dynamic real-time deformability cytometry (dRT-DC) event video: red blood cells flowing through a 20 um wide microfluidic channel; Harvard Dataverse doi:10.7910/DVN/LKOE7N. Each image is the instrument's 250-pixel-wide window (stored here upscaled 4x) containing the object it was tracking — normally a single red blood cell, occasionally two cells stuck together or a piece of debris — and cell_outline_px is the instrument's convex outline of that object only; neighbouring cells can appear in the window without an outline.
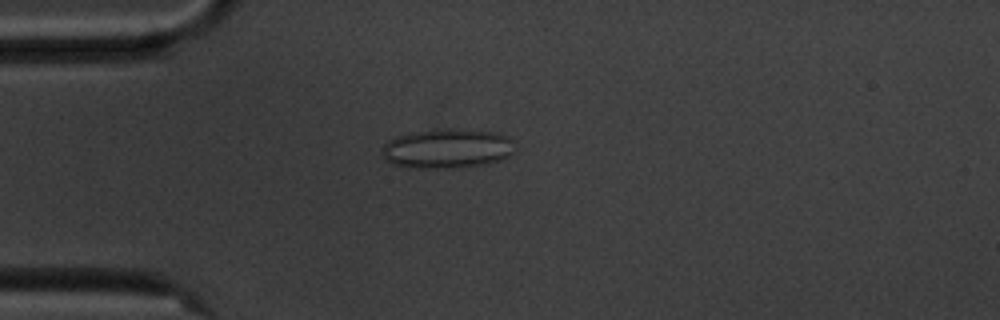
{"species": "common noctule bat (a hibernating species)", "species_latin": "Nyctalus noctula", "temperature_condition": "cold", "stored_images_in_passage": 51, "camera_frame_rate_fps": 3000, "um_per_image_px": 0.085, "animal": {"sex": "male", "body_mass_g": 20.1, "forearm_length_mm": 53.5}, "frame": {"image": 1, "passage_image": 9, "time_ms": 2.667, "image_size_px": [1000, 320], "cell_outline_px": [[516, 152], [500, 160], [480, 164], [444, 168], [408, 168], [392, 164], [380, 152], [384, 144], [388, 140], [396, 136], [408, 132], [448, 128], [496, 132], [508, 136]], "centroid_in_image_um": [37.97, 12.61], "position_along_channel_um": 47.0, "area_um2": 30.63}}
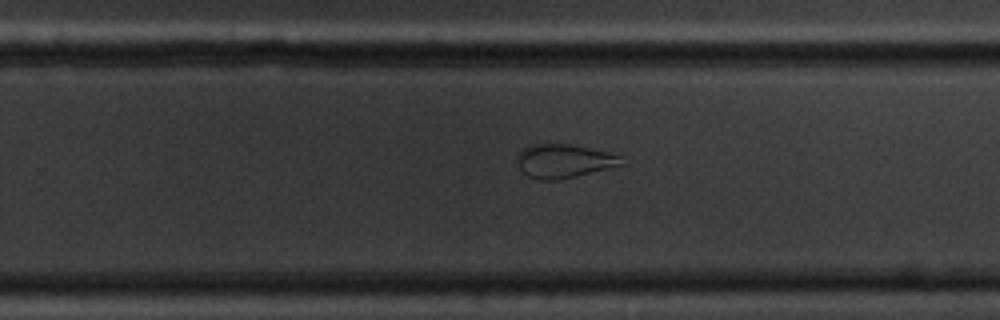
{"frame": {"image": 2, "passage_image": 30, "time_ms": 9.667, "image_size_px": [1000, 320], "cell_outline_px": [[628, 164], [560, 180], [540, 180], [528, 176], [520, 168], [516, 160], [516, 156], [528, 144], [568, 144], [608, 152], [620, 156]], "centroid_in_image_um": [47.96, 13.69], "position_along_channel_um": 281.8, "area_um2": 20.63}}
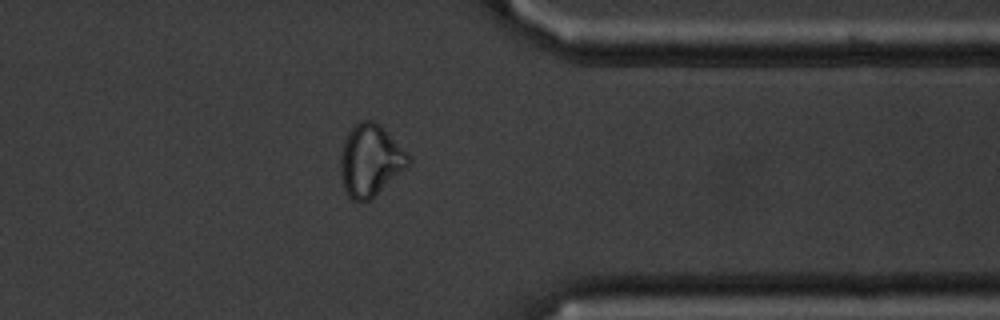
{"frame": {"image": 3, "passage_image": 39, "time_ms": 12.667, "image_size_px": [1000, 320], "cell_outline_px": [[412, 160], [404, 168], [368, 200], [360, 204], [352, 200], [348, 196], [344, 188], [340, 172], [340, 152], [344, 140], [348, 132], [360, 120], [372, 120], [380, 124], [412, 156]], "centroid_in_image_um": [31.45, 13.6], "position_along_channel_um": 379.9, "area_um2": 28.26}, "authors_computed_cell_mechanics": {"area_um2": 27.6862, "velocity_mm_per_s": 3.5497, "shape_relaxation_time_tau1_ms": null, "shape_relaxation_time_tau2_ms": 1.176, "deformation_change_tau1": null, "deformation_change_tau2": 0.0614}}